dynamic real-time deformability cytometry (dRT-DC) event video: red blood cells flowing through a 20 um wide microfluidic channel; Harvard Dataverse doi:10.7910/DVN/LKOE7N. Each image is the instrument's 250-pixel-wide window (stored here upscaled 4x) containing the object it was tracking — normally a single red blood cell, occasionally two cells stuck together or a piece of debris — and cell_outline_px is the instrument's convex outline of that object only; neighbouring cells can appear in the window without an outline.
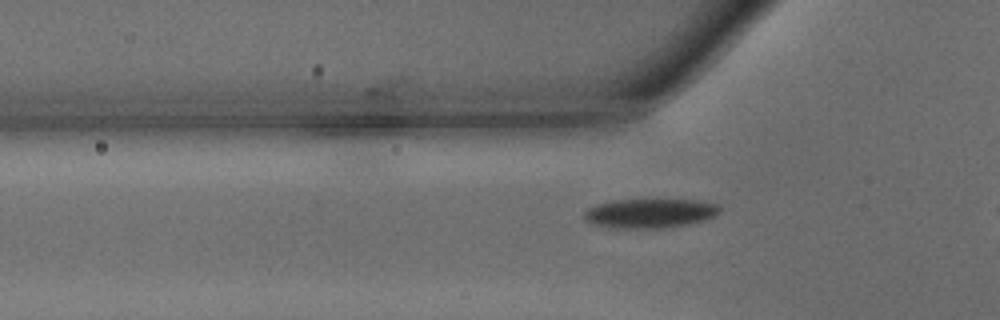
{"species": "common noctule bat (a hibernating species)", "species_latin": "Nyctalus noctula", "temperature_condition": "warm", "stored_images_in_passage": 34, "camera_frame_rate_fps": 3000, "um_per_image_px": 0.085, "animal": {"sex": "male", "body_mass_g": 15.6}, "frame": {"image": 1, "passage_image": 10, "time_ms": 3.0, "image_size_px": [1000, 320], "cell_outline_px": [[720, 212], [704, 220], [688, 224], [664, 228], [616, 228], [592, 224], [584, 216], [584, 212], [588, 208], [596, 204], [616, 200], [692, 200], [716, 204], [720, 208]], "centroid_in_image_um": [55.22, 18.13], "position_along_channel_um": 70.6, "area_um2": 22.83}}
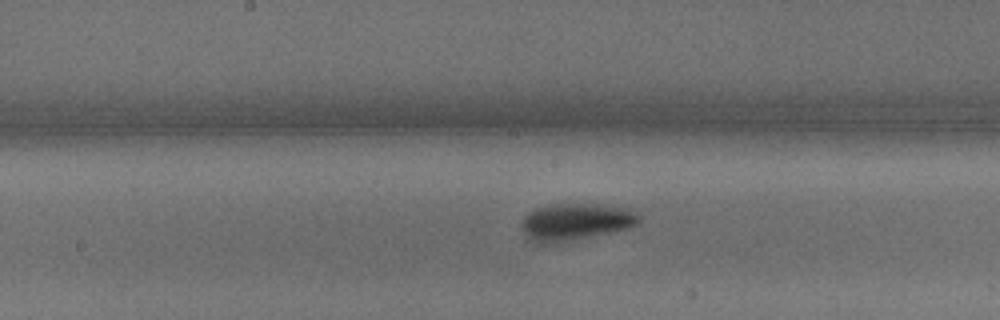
{"frame": {"image": 2, "passage_image": 19, "time_ms": 6.0, "image_size_px": [1000, 320], "cell_outline_px": [[640, 220], [636, 224], [628, 228], [588, 236], [544, 244], [540, 244], [532, 240], [524, 232], [524, 216], [528, 212], [536, 208], [560, 204], [584, 204], [624, 208], [640, 216]], "centroid_in_image_um": [48.9, 18.85], "position_along_channel_um": 199.3, "area_um2": 24.04}}
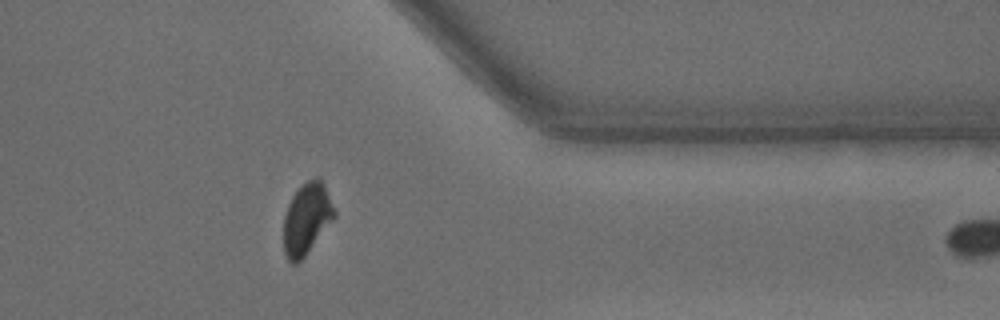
{"frame": {"image": 3, "passage_image": 33, "time_ms": 10.667, "image_size_px": [1000, 320], "cell_outline_px": [[336, 216], [304, 256], [296, 264], [292, 264], [288, 260], [284, 252], [284, 216], [288, 204], [292, 196], [300, 184], [316, 176], [320, 176], [324, 184], [336, 212]], "centroid_in_image_um": [26.06, 18.55], "position_along_channel_um": 385.3, "area_um2": 21.1}}